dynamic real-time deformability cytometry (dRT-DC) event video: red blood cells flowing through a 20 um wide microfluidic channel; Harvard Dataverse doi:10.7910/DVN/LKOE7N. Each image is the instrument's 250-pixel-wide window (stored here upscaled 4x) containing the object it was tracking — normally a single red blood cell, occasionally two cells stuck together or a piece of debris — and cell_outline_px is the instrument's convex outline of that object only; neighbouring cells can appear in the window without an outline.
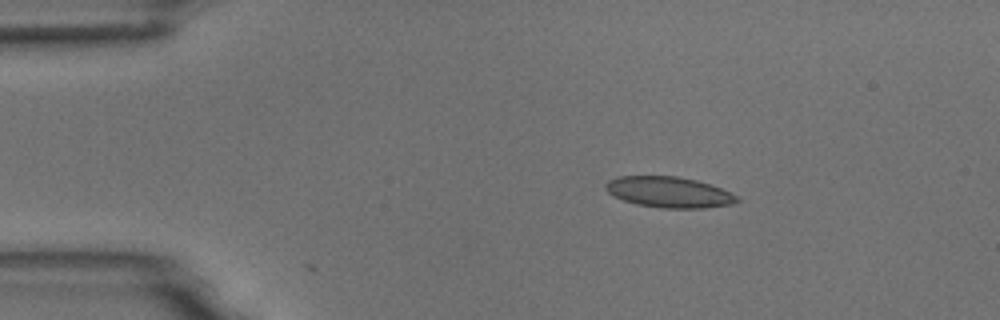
{"species": "common noctule bat (a hibernating species)", "species_latin": "Nyctalus noctula", "temperature_condition": "room temperature", "stored_images_in_passage": 6, "camera_frame_rate_fps": 3000, "um_per_image_px": 0.085, "animal": {"sex": "male", "body_mass_g": 18.8}, "frame": {"image": 1, "passage_image": 2, "time_ms": 1.0, "image_size_px": [1000, 320], "cell_outline_px": [[740, 200], [732, 204], [704, 208], [664, 208], [636, 204], [624, 200], [608, 192], [604, 188], [604, 184], [608, 180], [620, 176], [676, 176], [696, 180], [712, 184], [736, 196]], "centroid_in_image_um": [56.85, 16.33], "position_along_channel_um": 28.2, "area_um2": 23.47}}
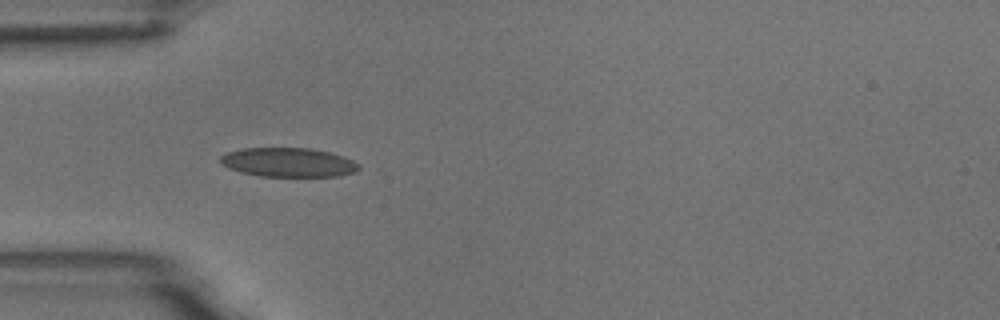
{"frame": {"image": 2, "passage_image": 4, "time_ms": 3.333, "image_size_px": [1000, 320], "cell_outline_px": [[364, 168], [356, 172], [340, 176], [260, 176], [240, 172], [228, 168], [220, 164], [220, 156], [228, 152], [240, 148], [308, 148], [328, 152], [344, 156], [360, 164]], "centroid_in_image_um": [24.53, 13.8], "position_along_channel_um": 60.5, "area_um2": 23.76}}